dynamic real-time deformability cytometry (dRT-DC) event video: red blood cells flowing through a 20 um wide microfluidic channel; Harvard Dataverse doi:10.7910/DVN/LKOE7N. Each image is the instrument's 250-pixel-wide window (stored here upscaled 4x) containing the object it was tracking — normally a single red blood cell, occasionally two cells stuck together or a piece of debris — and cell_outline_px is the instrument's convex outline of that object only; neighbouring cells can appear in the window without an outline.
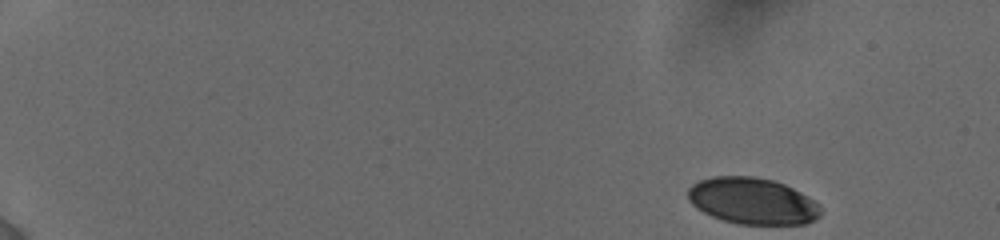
{"species": "human", "species_latin": "Homo sapiens", "temperature_condition": "cold", "stored_images_in_passage": 16, "camera_frame_rate_fps": 3000, "um_per_image_px": 0.085, "donor": {"sex": "female"}, "frame": {"image": 1, "passage_image": 1, "time_ms": 0.0, "image_size_px": [1000, 240], "cell_outline_px": [[820, 216], [816, 220], [804, 224], [736, 224], [712, 216], [696, 208], [688, 200], [688, 188], [692, 184], [700, 180], [712, 176], [752, 176], [772, 180], [784, 184], [808, 196], [820, 208]], "centroid_in_image_um": [63.93, 17.08], "position_along_channel_um": 21.1, "area_um2": 35.89}}
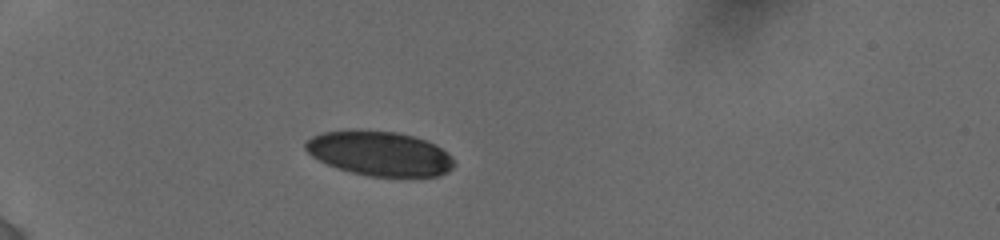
{"frame": {"image": 2, "passage_image": 12, "time_ms": 4.0, "image_size_px": [1000, 240], "cell_outline_px": [[456, 164], [448, 172], [436, 176], [368, 176], [352, 172], [328, 164], [312, 156], [304, 148], [304, 144], [312, 136], [320, 132], [352, 128], [360, 128], [400, 132], [428, 140], [436, 144], [452, 156]], "centroid_in_image_um": [32.28, 13.0], "position_along_channel_um": 52.7, "area_um2": 39.25}}